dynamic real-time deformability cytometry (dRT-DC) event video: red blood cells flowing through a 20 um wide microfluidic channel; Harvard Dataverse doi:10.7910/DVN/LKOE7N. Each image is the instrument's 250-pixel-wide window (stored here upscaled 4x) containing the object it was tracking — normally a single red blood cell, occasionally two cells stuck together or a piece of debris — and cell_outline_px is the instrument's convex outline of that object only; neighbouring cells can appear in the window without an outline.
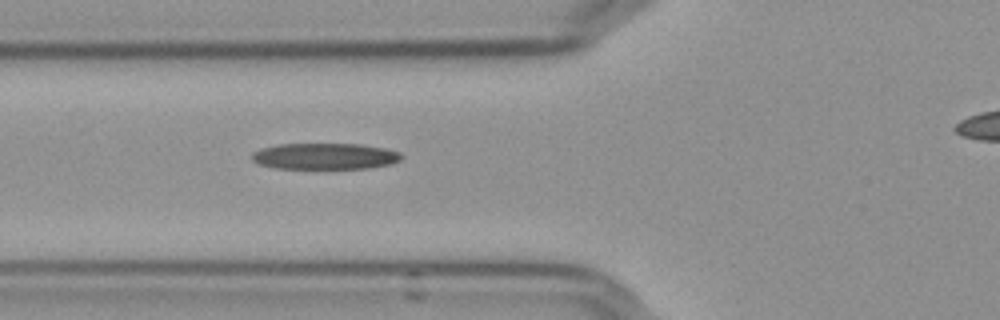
{"species": "Egyptian fruit bat (a non-hibernating species)", "species_latin": "Rousettus aegyptiacus", "temperature_condition": "cold", "stored_images_in_passage": 36, "camera_frame_rate_fps": 3000, "um_per_image_px": 0.085, "frame": {"image": 1, "passage_image": 6, "time_ms": 1.667, "image_size_px": [1000, 320], "cell_outline_px": [[404, 156], [400, 160], [388, 164], [368, 168], [276, 168], [256, 164], [252, 160], [252, 152], [260, 148], [276, 144], [360, 144], [384, 148], [400, 152]], "centroid_in_image_um": [27.57, 13.27], "position_along_channel_um": 98.2, "area_um2": 22.89}}